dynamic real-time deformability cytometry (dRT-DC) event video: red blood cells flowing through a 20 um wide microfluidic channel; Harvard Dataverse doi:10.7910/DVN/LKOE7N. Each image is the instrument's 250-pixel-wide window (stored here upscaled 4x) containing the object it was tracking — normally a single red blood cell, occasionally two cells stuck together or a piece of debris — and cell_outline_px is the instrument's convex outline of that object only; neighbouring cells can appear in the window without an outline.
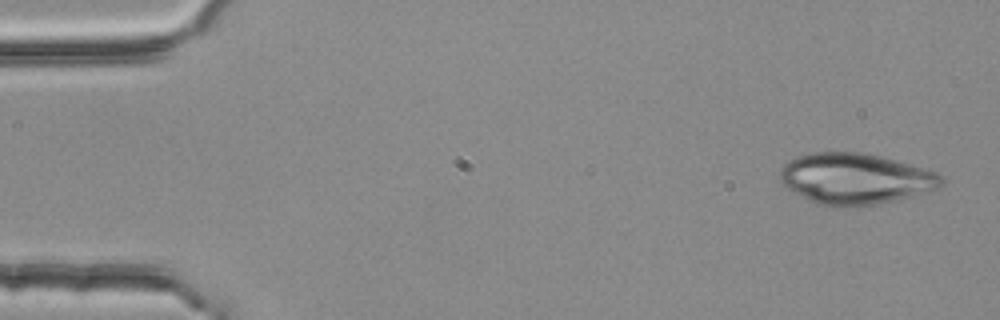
{"species": "common noctule bat (a hibernating species)", "species_latin": "Nyctalus noctula", "temperature_condition": "room temperature", "stored_images_in_passage": 4, "camera_frame_rate_fps": 3000, "um_per_image_px": 0.085, "animal": {"sex": "female", "body_mass_g": 25.1}, "frame": {"image": 1, "passage_image": 1, "time_ms": 0.0, "image_size_px": [1000, 320], "cell_outline_px": [[944, 184], [940, 188], [920, 196], [880, 204], [852, 208], [832, 208], [816, 204], [792, 192], [780, 180], [780, 168], [788, 160], [812, 152], [860, 152], [908, 164], [936, 172], [944, 176]], "centroid_in_image_um": [72.73, 15.25], "position_along_channel_um": 12.3, "area_um2": 48.84}}